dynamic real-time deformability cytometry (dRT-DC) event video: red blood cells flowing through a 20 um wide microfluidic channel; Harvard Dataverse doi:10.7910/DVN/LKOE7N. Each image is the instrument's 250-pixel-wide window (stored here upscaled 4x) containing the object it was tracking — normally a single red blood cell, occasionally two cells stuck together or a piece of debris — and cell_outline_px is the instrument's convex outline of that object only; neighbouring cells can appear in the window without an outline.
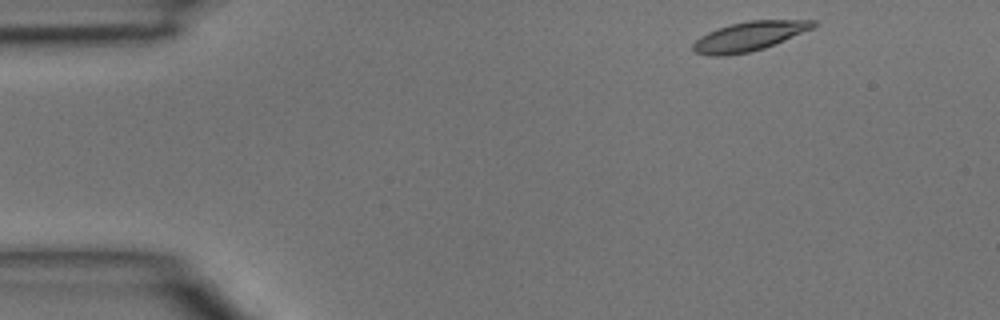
{"species": "common noctule bat (a hibernating species)", "species_latin": "Nyctalus noctula", "temperature_condition": "room temperature", "stored_images_in_passage": 42, "camera_frame_rate_fps": 3000, "um_per_image_px": 0.085, "animal": {"sex": "male", "body_mass_g": 15.6}, "frame": {"image": 1, "passage_image": 1, "time_ms": 0.0, "image_size_px": [1000, 320], "cell_outline_px": [[816, 24], [812, 28], [764, 48], [748, 52], [724, 56], [708, 56], [696, 52], [692, 48], [692, 44], [700, 36], [716, 28], [748, 20], [816, 20]], "centroid_in_image_um": [63.62, 3.08], "position_along_channel_um": 21.4, "area_um2": 20.29}}
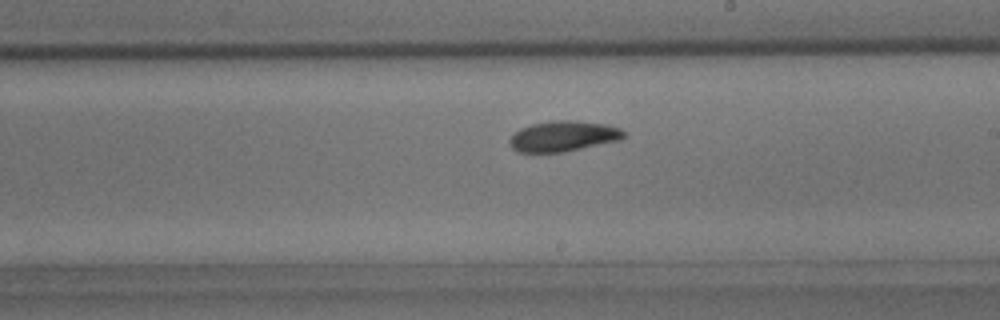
{"frame": {"image": 2, "passage_image": 22, "time_ms": 7.0, "image_size_px": [1000, 320], "cell_outline_px": [[624, 136], [620, 140], [564, 152], [516, 152], [508, 144], [508, 140], [520, 128], [532, 124], [552, 120], [576, 120], [608, 124], [620, 128], [624, 132]], "centroid_in_image_um": [47.87, 11.57], "position_along_channel_um": 241.1, "area_um2": 20.46}}
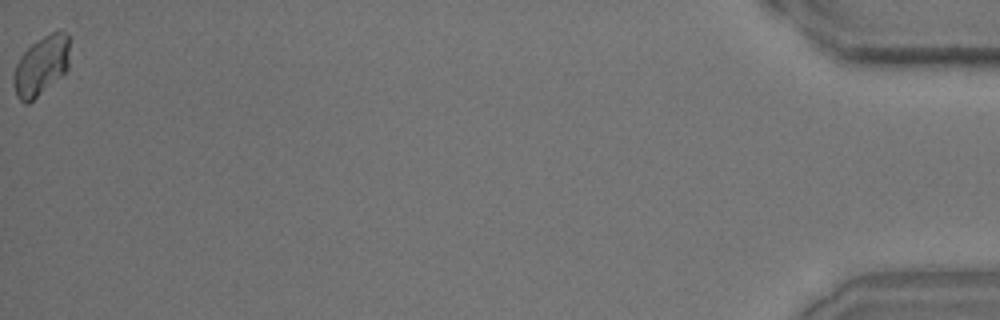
{"frame": {"image": 3, "passage_image": 42, "time_ms": 13.667, "image_size_px": [1000, 320], "cell_outline_px": [[68, 68], [60, 76], [28, 104], [24, 104], [16, 96], [12, 84], [12, 76], [16, 64], [20, 56], [32, 44], [44, 36], [60, 28], [68, 36]], "centroid_in_image_um": [3.46, 5.59], "position_along_channel_um": 431.7, "area_um2": 19.25}}